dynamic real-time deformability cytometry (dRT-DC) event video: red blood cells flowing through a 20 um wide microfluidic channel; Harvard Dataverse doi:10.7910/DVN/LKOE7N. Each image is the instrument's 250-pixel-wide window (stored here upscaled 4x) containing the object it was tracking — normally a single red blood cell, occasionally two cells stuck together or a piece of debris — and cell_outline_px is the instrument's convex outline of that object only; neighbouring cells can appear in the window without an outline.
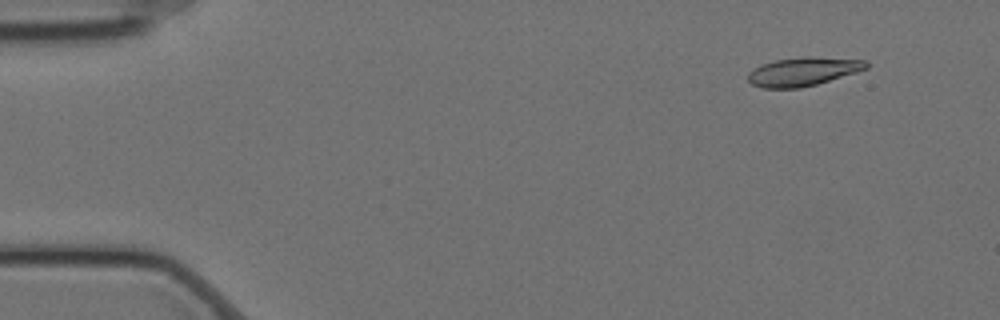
{"species": "Egyptian fruit bat (a non-hibernating species)", "species_latin": "Rousettus aegyptiacus", "temperature_condition": "cold", "stored_images_in_passage": 57, "camera_frame_rate_fps": 3000, "um_per_image_px": 0.085, "animal": {"sex": "female"}, "frame": {"image": 1, "passage_image": 5, "time_ms": 1.333, "image_size_px": [1000, 320], "cell_outline_px": [[868, 68], [856, 72], [816, 84], [800, 88], [760, 88], [752, 84], [748, 80], [748, 72], [760, 64], [776, 60], [808, 56], [868, 60]], "centroid_in_image_um": [68.24, 6.08], "position_along_channel_um": 16.8, "area_um2": 19.71}}
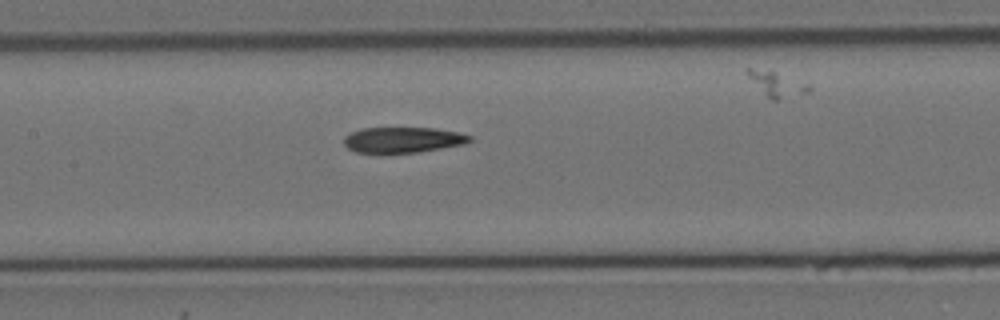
{"frame": {"image": 2, "passage_image": 27, "time_ms": 8.667, "image_size_px": [1000, 320], "cell_outline_px": [[472, 140], [464, 144], [416, 152], [356, 152], [348, 148], [344, 144], [344, 136], [360, 128], [432, 128], [456, 132], [472, 136]], "centroid_in_image_um": [34.22, 11.87], "position_along_channel_um": 173.2, "area_um2": 18.44}}
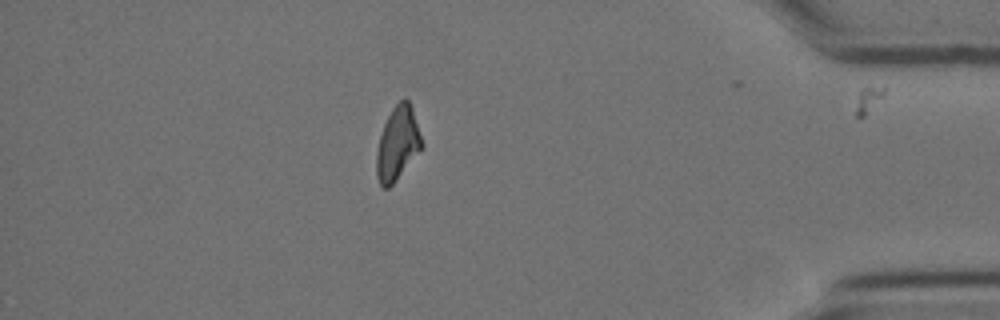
{"frame": {"image": 3, "passage_image": 50, "time_ms": 16.333, "image_size_px": [1000, 320], "cell_outline_px": [[424, 144], [392, 184], [388, 188], [384, 188], [380, 184], [376, 176], [376, 152], [380, 136], [384, 124], [392, 108], [404, 96], [408, 100], [412, 108]], "centroid_in_image_um": [33.78, 12.17], "position_along_channel_um": 401.4, "area_um2": 19.07}, "authors_computed_cell_mechanics": {"area_um2": 19.652, "velocity_mm_per_s": 3.5016, "shape_relaxation_time_tau1_ms": 10.3648, "shape_relaxation_time_tau2_ms": 5.4887, "deformation_change_tau1": 0.232, "deformation_change_tau2": 0.1306}}